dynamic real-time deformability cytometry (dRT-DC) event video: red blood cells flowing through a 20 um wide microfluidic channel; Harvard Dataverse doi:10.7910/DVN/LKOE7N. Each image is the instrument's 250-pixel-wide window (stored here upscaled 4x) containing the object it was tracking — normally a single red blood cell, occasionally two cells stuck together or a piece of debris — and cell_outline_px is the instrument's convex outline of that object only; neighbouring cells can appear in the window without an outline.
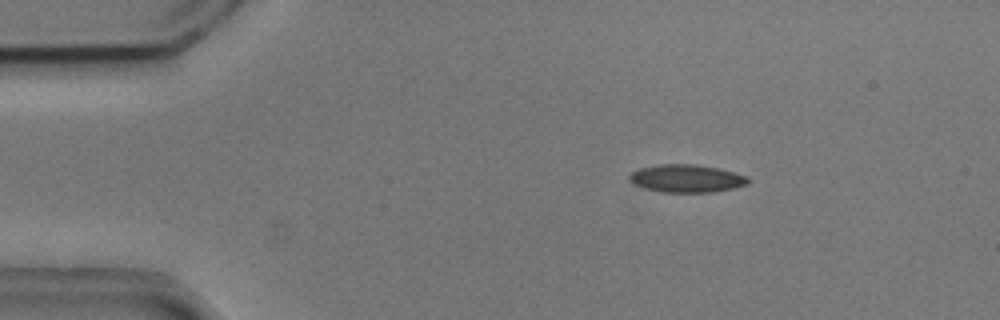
{"species": "common noctule bat (a hibernating species)", "species_latin": "Nyctalus noctula", "temperature_condition": "cold", "stored_images_in_passage": 5, "camera_frame_rate_fps": 3000, "um_per_image_px": 0.085, "animal": {"sex": "male", "body_mass_g": 20.5, "forearm_length_mm": 52.5}, "frame": {"image": 1, "passage_image": 3, "time_ms": 0.667, "image_size_px": [1000, 320], "cell_outline_px": [[748, 184], [732, 188], [712, 192], [664, 192], [644, 188], [628, 180], [628, 176], [632, 172], [640, 168], [660, 164], [692, 164], [720, 168], [736, 172], [748, 176]], "centroid_in_image_um": [58.37, 15.16], "position_along_channel_um": 26.6, "area_um2": 19.19}}